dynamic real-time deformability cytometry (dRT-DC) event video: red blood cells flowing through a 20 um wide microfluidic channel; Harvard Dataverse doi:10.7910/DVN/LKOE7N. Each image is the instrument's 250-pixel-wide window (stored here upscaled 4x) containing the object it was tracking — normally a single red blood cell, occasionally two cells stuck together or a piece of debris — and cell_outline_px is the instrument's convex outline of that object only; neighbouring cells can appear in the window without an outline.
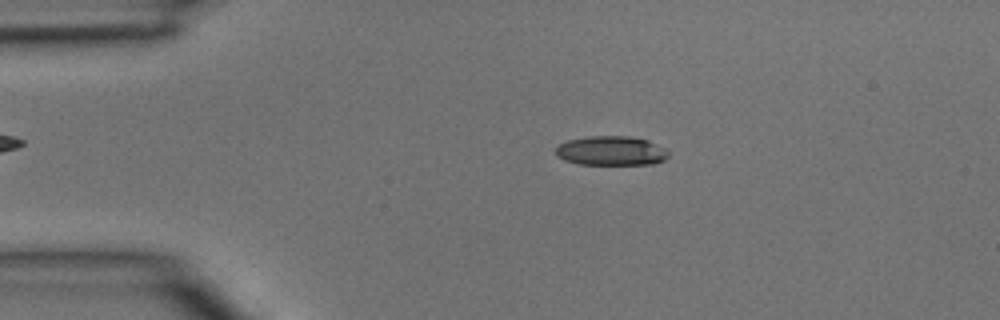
{"species": "common noctule bat (a hibernating species)", "species_latin": "Nyctalus noctula", "temperature_condition": "room temperature", "stored_images_in_passage": 3, "camera_frame_rate_fps": 3000, "um_per_image_px": 0.085, "animal": {"sex": "male", "body_mass_g": 15.6}, "frame": {"image": 1, "passage_image": 2, "time_ms": 0.333, "image_size_px": [1000, 320], "cell_outline_px": [[668, 156], [664, 160], [656, 164], [580, 164], [564, 160], [556, 156], [556, 148], [560, 144], [568, 140], [588, 136], [628, 136], [648, 140], [664, 148], [668, 152]], "centroid_in_image_um": [51.95, 12.82], "position_along_channel_um": 33.1, "area_um2": 19.25}}